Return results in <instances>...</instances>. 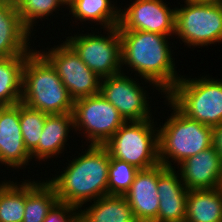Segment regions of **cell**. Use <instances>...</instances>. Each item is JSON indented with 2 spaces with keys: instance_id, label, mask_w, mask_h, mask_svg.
I'll return each instance as SVG.
<instances>
[{
  "instance_id": "obj_3",
  "label": "cell",
  "mask_w": 222,
  "mask_h": 222,
  "mask_svg": "<svg viewBox=\"0 0 222 222\" xmlns=\"http://www.w3.org/2000/svg\"><path fill=\"white\" fill-rule=\"evenodd\" d=\"M21 102L47 115L73 112L74 100L39 50L33 49L24 63Z\"/></svg>"
},
{
  "instance_id": "obj_15",
  "label": "cell",
  "mask_w": 222,
  "mask_h": 222,
  "mask_svg": "<svg viewBox=\"0 0 222 222\" xmlns=\"http://www.w3.org/2000/svg\"><path fill=\"white\" fill-rule=\"evenodd\" d=\"M177 166L180 178L188 190L214 189L220 186L222 160L213 146L186 158Z\"/></svg>"
},
{
  "instance_id": "obj_9",
  "label": "cell",
  "mask_w": 222,
  "mask_h": 222,
  "mask_svg": "<svg viewBox=\"0 0 222 222\" xmlns=\"http://www.w3.org/2000/svg\"><path fill=\"white\" fill-rule=\"evenodd\" d=\"M104 31L107 35H99L98 32L88 35L82 33L65 39L83 63L100 78L124 71L121 67V39L118 26Z\"/></svg>"
},
{
  "instance_id": "obj_10",
  "label": "cell",
  "mask_w": 222,
  "mask_h": 222,
  "mask_svg": "<svg viewBox=\"0 0 222 222\" xmlns=\"http://www.w3.org/2000/svg\"><path fill=\"white\" fill-rule=\"evenodd\" d=\"M46 49L48 51L40 49L39 52L54 67L74 101L100 93L101 78L83 63L66 41Z\"/></svg>"
},
{
  "instance_id": "obj_8",
  "label": "cell",
  "mask_w": 222,
  "mask_h": 222,
  "mask_svg": "<svg viewBox=\"0 0 222 222\" xmlns=\"http://www.w3.org/2000/svg\"><path fill=\"white\" fill-rule=\"evenodd\" d=\"M72 115L74 131L97 146H103L126 122L100 93L75 100Z\"/></svg>"
},
{
  "instance_id": "obj_24",
  "label": "cell",
  "mask_w": 222,
  "mask_h": 222,
  "mask_svg": "<svg viewBox=\"0 0 222 222\" xmlns=\"http://www.w3.org/2000/svg\"><path fill=\"white\" fill-rule=\"evenodd\" d=\"M17 184L2 181L0 185V222H23L25 210V180Z\"/></svg>"
},
{
  "instance_id": "obj_6",
  "label": "cell",
  "mask_w": 222,
  "mask_h": 222,
  "mask_svg": "<svg viewBox=\"0 0 222 222\" xmlns=\"http://www.w3.org/2000/svg\"><path fill=\"white\" fill-rule=\"evenodd\" d=\"M154 118L125 122L103 145L111 158L134 165L139 170L159 164L158 128Z\"/></svg>"
},
{
  "instance_id": "obj_33",
  "label": "cell",
  "mask_w": 222,
  "mask_h": 222,
  "mask_svg": "<svg viewBox=\"0 0 222 222\" xmlns=\"http://www.w3.org/2000/svg\"><path fill=\"white\" fill-rule=\"evenodd\" d=\"M219 189H220V191H221V193H222V177H221V182H220Z\"/></svg>"
},
{
  "instance_id": "obj_32",
  "label": "cell",
  "mask_w": 222,
  "mask_h": 222,
  "mask_svg": "<svg viewBox=\"0 0 222 222\" xmlns=\"http://www.w3.org/2000/svg\"><path fill=\"white\" fill-rule=\"evenodd\" d=\"M66 8L70 7L76 0H60Z\"/></svg>"
},
{
  "instance_id": "obj_1",
  "label": "cell",
  "mask_w": 222,
  "mask_h": 222,
  "mask_svg": "<svg viewBox=\"0 0 222 222\" xmlns=\"http://www.w3.org/2000/svg\"><path fill=\"white\" fill-rule=\"evenodd\" d=\"M121 39V67H129L137 76L167 94L181 79L172 57V36L138 30H119ZM161 90V91H160Z\"/></svg>"
},
{
  "instance_id": "obj_28",
  "label": "cell",
  "mask_w": 222,
  "mask_h": 222,
  "mask_svg": "<svg viewBox=\"0 0 222 222\" xmlns=\"http://www.w3.org/2000/svg\"><path fill=\"white\" fill-rule=\"evenodd\" d=\"M44 222H79V208L58 201L49 211Z\"/></svg>"
},
{
  "instance_id": "obj_12",
  "label": "cell",
  "mask_w": 222,
  "mask_h": 222,
  "mask_svg": "<svg viewBox=\"0 0 222 222\" xmlns=\"http://www.w3.org/2000/svg\"><path fill=\"white\" fill-rule=\"evenodd\" d=\"M119 10V30H138L175 35V12L164 0H135Z\"/></svg>"
},
{
  "instance_id": "obj_34",
  "label": "cell",
  "mask_w": 222,
  "mask_h": 222,
  "mask_svg": "<svg viewBox=\"0 0 222 222\" xmlns=\"http://www.w3.org/2000/svg\"><path fill=\"white\" fill-rule=\"evenodd\" d=\"M4 107V105H2V104H0V111H1V109Z\"/></svg>"
},
{
  "instance_id": "obj_29",
  "label": "cell",
  "mask_w": 222,
  "mask_h": 222,
  "mask_svg": "<svg viewBox=\"0 0 222 222\" xmlns=\"http://www.w3.org/2000/svg\"><path fill=\"white\" fill-rule=\"evenodd\" d=\"M212 146L218 152L222 160V123L212 127Z\"/></svg>"
},
{
  "instance_id": "obj_18",
  "label": "cell",
  "mask_w": 222,
  "mask_h": 222,
  "mask_svg": "<svg viewBox=\"0 0 222 222\" xmlns=\"http://www.w3.org/2000/svg\"><path fill=\"white\" fill-rule=\"evenodd\" d=\"M74 130L72 113L47 115L38 146L30 153L39 162L64 152L70 130Z\"/></svg>"
},
{
  "instance_id": "obj_31",
  "label": "cell",
  "mask_w": 222,
  "mask_h": 222,
  "mask_svg": "<svg viewBox=\"0 0 222 222\" xmlns=\"http://www.w3.org/2000/svg\"><path fill=\"white\" fill-rule=\"evenodd\" d=\"M21 0H0V5H8L17 8Z\"/></svg>"
},
{
  "instance_id": "obj_2",
  "label": "cell",
  "mask_w": 222,
  "mask_h": 222,
  "mask_svg": "<svg viewBox=\"0 0 222 222\" xmlns=\"http://www.w3.org/2000/svg\"><path fill=\"white\" fill-rule=\"evenodd\" d=\"M86 150L70 160L57 177L47 180L60 202L77 208L108 195L110 154L104 146L88 145Z\"/></svg>"
},
{
  "instance_id": "obj_30",
  "label": "cell",
  "mask_w": 222,
  "mask_h": 222,
  "mask_svg": "<svg viewBox=\"0 0 222 222\" xmlns=\"http://www.w3.org/2000/svg\"><path fill=\"white\" fill-rule=\"evenodd\" d=\"M184 1L196 4H222V0H184Z\"/></svg>"
},
{
  "instance_id": "obj_14",
  "label": "cell",
  "mask_w": 222,
  "mask_h": 222,
  "mask_svg": "<svg viewBox=\"0 0 222 222\" xmlns=\"http://www.w3.org/2000/svg\"><path fill=\"white\" fill-rule=\"evenodd\" d=\"M176 168H167L159 163L157 192L159 210L154 222H185L188 189Z\"/></svg>"
},
{
  "instance_id": "obj_17",
  "label": "cell",
  "mask_w": 222,
  "mask_h": 222,
  "mask_svg": "<svg viewBox=\"0 0 222 222\" xmlns=\"http://www.w3.org/2000/svg\"><path fill=\"white\" fill-rule=\"evenodd\" d=\"M31 33L20 20L17 8L0 5V58L28 55Z\"/></svg>"
},
{
  "instance_id": "obj_20",
  "label": "cell",
  "mask_w": 222,
  "mask_h": 222,
  "mask_svg": "<svg viewBox=\"0 0 222 222\" xmlns=\"http://www.w3.org/2000/svg\"><path fill=\"white\" fill-rule=\"evenodd\" d=\"M185 222H222V193L219 187L188 191Z\"/></svg>"
},
{
  "instance_id": "obj_19",
  "label": "cell",
  "mask_w": 222,
  "mask_h": 222,
  "mask_svg": "<svg viewBox=\"0 0 222 222\" xmlns=\"http://www.w3.org/2000/svg\"><path fill=\"white\" fill-rule=\"evenodd\" d=\"M79 208V222H138L124 195H106Z\"/></svg>"
},
{
  "instance_id": "obj_13",
  "label": "cell",
  "mask_w": 222,
  "mask_h": 222,
  "mask_svg": "<svg viewBox=\"0 0 222 222\" xmlns=\"http://www.w3.org/2000/svg\"><path fill=\"white\" fill-rule=\"evenodd\" d=\"M30 161L20 127V103L4 106L0 111V163L7 168L21 169Z\"/></svg>"
},
{
  "instance_id": "obj_22",
  "label": "cell",
  "mask_w": 222,
  "mask_h": 222,
  "mask_svg": "<svg viewBox=\"0 0 222 222\" xmlns=\"http://www.w3.org/2000/svg\"><path fill=\"white\" fill-rule=\"evenodd\" d=\"M111 0H76L68 9L76 20L91 21L101 29L112 28L119 24V10Z\"/></svg>"
},
{
  "instance_id": "obj_11",
  "label": "cell",
  "mask_w": 222,
  "mask_h": 222,
  "mask_svg": "<svg viewBox=\"0 0 222 222\" xmlns=\"http://www.w3.org/2000/svg\"><path fill=\"white\" fill-rule=\"evenodd\" d=\"M125 74L128 73L120 72L101 78L100 94L119 111L126 122L152 119L147 91L140 86L139 81Z\"/></svg>"
},
{
  "instance_id": "obj_21",
  "label": "cell",
  "mask_w": 222,
  "mask_h": 222,
  "mask_svg": "<svg viewBox=\"0 0 222 222\" xmlns=\"http://www.w3.org/2000/svg\"><path fill=\"white\" fill-rule=\"evenodd\" d=\"M54 187L46 181L25 179V210L23 222H44L58 202Z\"/></svg>"
},
{
  "instance_id": "obj_5",
  "label": "cell",
  "mask_w": 222,
  "mask_h": 222,
  "mask_svg": "<svg viewBox=\"0 0 222 222\" xmlns=\"http://www.w3.org/2000/svg\"><path fill=\"white\" fill-rule=\"evenodd\" d=\"M164 98L192 120L211 127L222 123V79L182 76Z\"/></svg>"
},
{
  "instance_id": "obj_25",
  "label": "cell",
  "mask_w": 222,
  "mask_h": 222,
  "mask_svg": "<svg viewBox=\"0 0 222 222\" xmlns=\"http://www.w3.org/2000/svg\"><path fill=\"white\" fill-rule=\"evenodd\" d=\"M46 116L44 112L32 109L20 102V127L24 146L29 153L38 146Z\"/></svg>"
},
{
  "instance_id": "obj_16",
  "label": "cell",
  "mask_w": 222,
  "mask_h": 222,
  "mask_svg": "<svg viewBox=\"0 0 222 222\" xmlns=\"http://www.w3.org/2000/svg\"><path fill=\"white\" fill-rule=\"evenodd\" d=\"M159 164L140 169L130 189L124 194L138 222H154L158 216L159 196L157 183Z\"/></svg>"
},
{
  "instance_id": "obj_27",
  "label": "cell",
  "mask_w": 222,
  "mask_h": 222,
  "mask_svg": "<svg viewBox=\"0 0 222 222\" xmlns=\"http://www.w3.org/2000/svg\"><path fill=\"white\" fill-rule=\"evenodd\" d=\"M139 169L127 162L111 158L108 172V195H124Z\"/></svg>"
},
{
  "instance_id": "obj_23",
  "label": "cell",
  "mask_w": 222,
  "mask_h": 222,
  "mask_svg": "<svg viewBox=\"0 0 222 222\" xmlns=\"http://www.w3.org/2000/svg\"><path fill=\"white\" fill-rule=\"evenodd\" d=\"M27 56L0 58V104L12 106L21 102L22 70Z\"/></svg>"
},
{
  "instance_id": "obj_4",
  "label": "cell",
  "mask_w": 222,
  "mask_h": 222,
  "mask_svg": "<svg viewBox=\"0 0 222 222\" xmlns=\"http://www.w3.org/2000/svg\"><path fill=\"white\" fill-rule=\"evenodd\" d=\"M165 101L173 111L167 121L157 127L159 162L167 168H175L174 163L180 164L212 146V127L188 118L168 99Z\"/></svg>"
},
{
  "instance_id": "obj_26",
  "label": "cell",
  "mask_w": 222,
  "mask_h": 222,
  "mask_svg": "<svg viewBox=\"0 0 222 222\" xmlns=\"http://www.w3.org/2000/svg\"><path fill=\"white\" fill-rule=\"evenodd\" d=\"M60 6L64 7L60 0H21L17 11L24 27L32 33L33 27L38 24L37 19L42 20L56 13Z\"/></svg>"
},
{
  "instance_id": "obj_7",
  "label": "cell",
  "mask_w": 222,
  "mask_h": 222,
  "mask_svg": "<svg viewBox=\"0 0 222 222\" xmlns=\"http://www.w3.org/2000/svg\"><path fill=\"white\" fill-rule=\"evenodd\" d=\"M175 9L176 37L190 46L189 48L222 42V4H196L184 1V5Z\"/></svg>"
}]
</instances>
